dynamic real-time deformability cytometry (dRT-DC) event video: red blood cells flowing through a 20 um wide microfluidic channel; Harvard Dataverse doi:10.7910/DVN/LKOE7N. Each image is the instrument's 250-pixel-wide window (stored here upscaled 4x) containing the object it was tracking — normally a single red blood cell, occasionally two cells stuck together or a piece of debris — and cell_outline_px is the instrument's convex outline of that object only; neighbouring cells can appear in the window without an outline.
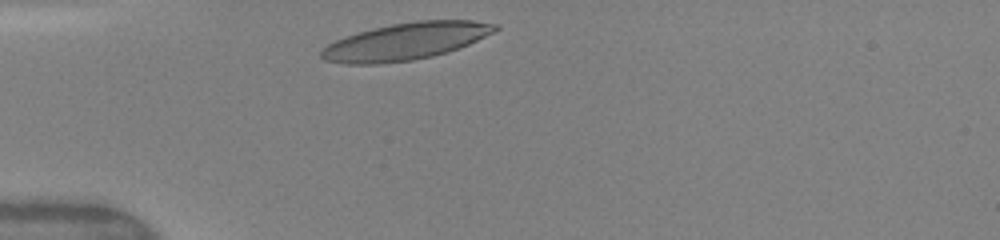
{"species": "human", "species_latin": "Homo sapiens", "temperature_condition": "warm", "stored_images_in_passage": 5, "camera_frame_rate_fps": 3000, "um_per_image_px": 0.085, "donor": {"sex": "female"}, "frame": {"image": 1, "passage_image": 1, "time_ms": 0.0, "image_size_px": [1000, 240], "cell_outline_px": [[500, 28], [496, 32], [460, 48], [432, 56], [412, 60], [380, 64], [344, 64], [324, 60], [320, 56], [320, 52], [328, 44], [336, 40], [372, 28], [392, 24], [416, 20], [472, 20], [500, 24]], "centroid_in_image_um": [34.54, 3.51], "position_along_channel_um": 50.5, "area_um2": 37.63}}